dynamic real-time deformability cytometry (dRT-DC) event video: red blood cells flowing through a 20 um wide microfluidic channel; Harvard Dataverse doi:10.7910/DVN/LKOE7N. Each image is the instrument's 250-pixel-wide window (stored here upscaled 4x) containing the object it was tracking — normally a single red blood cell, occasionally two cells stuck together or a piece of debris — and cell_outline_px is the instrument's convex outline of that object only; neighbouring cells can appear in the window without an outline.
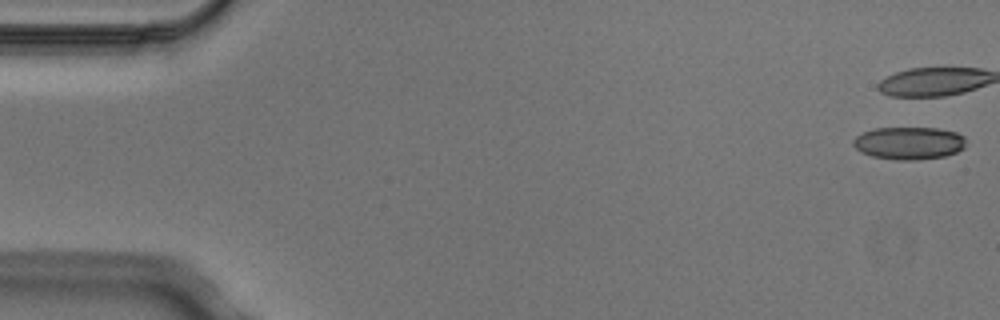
{"species": "Egyptian fruit bat (a non-hibernating species)", "species_latin": "Rousettus aegyptiacus", "temperature_condition": "cold", "stored_images_in_passage": 4, "camera_frame_rate_fps": 3000, "um_per_image_px": 0.085, "animal": {"sex": "male"}, "frame": {"image": 1, "passage_image": 1, "time_ms": 0.0, "image_size_px": [1000, 320], "cell_outline_px": [[964, 148], [956, 152], [944, 156], [916, 160], [896, 160], [872, 156], [860, 152], [852, 144], [852, 140], [856, 136], [872, 128], [936, 128], [956, 132], [964, 136]], "centroid_in_image_um": [77.23, 12.16], "position_along_channel_um": 7.8, "area_um2": 21.44}}